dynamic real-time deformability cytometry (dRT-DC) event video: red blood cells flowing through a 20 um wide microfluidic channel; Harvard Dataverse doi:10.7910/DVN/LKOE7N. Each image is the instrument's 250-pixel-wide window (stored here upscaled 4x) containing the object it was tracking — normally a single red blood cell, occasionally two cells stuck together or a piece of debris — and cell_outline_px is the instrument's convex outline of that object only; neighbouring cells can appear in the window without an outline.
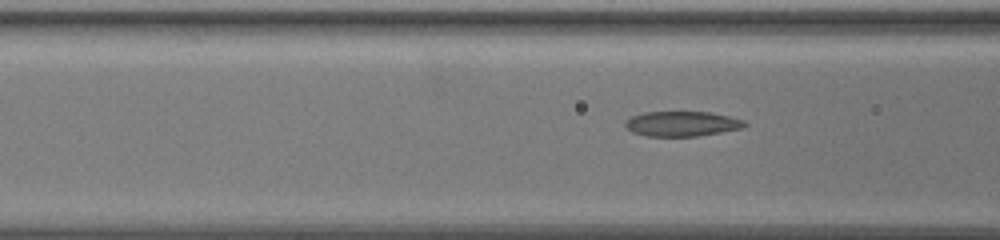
{"species": "common noctule bat (a hibernating species)", "species_latin": "Nyctalus noctula", "temperature_condition": "warm", "stored_images_in_passage": 21, "camera_frame_rate_fps": 3000, "um_per_image_px": 0.085, "animal": {"sex": "female", "body_mass_g": 19.5, "forearm_length_mm": 54.1}, "frame": {"image": 1, "passage_image": 18, "time_ms": 5.667, "image_size_px": [1000, 240], "cell_outline_px": [[748, 124], [744, 128], [696, 136], [644, 136], [632, 132], [624, 124], [632, 116], [644, 112], [708, 112], [728, 116], [744, 120]], "centroid_in_image_um": [57.98, 10.52], "position_along_channel_um": 108.6, "area_um2": 17.28}}